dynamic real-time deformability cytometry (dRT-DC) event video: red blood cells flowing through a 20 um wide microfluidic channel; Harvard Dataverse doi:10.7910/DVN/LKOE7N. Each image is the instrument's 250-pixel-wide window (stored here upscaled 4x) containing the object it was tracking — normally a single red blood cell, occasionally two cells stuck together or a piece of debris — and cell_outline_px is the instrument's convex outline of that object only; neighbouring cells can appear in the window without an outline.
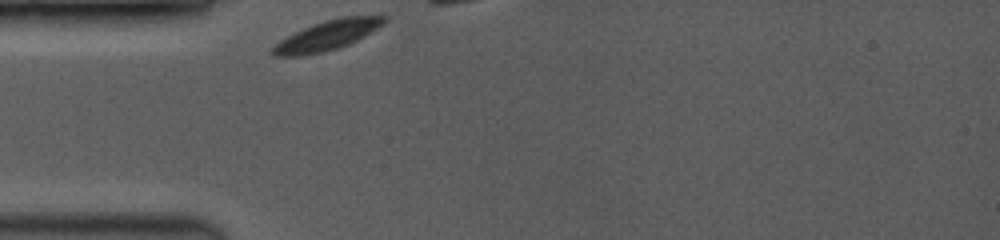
{"species": "common noctule bat (a hibernating species)", "species_latin": "Nyctalus noctula", "temperature_condition": "room temperature", "stored_images_in_passage": 8, "camera_frame_rate_fps": 3500, "um_per_image_px": 0.085, "animal": {"sex": "female", "body_mass_g": 19.0, "forearm_length_mm": 53.3}, "frame": {"image": 1, "passage_image": 1, "time_ms": 0.0, "image_size_px": [1000, 240], "cell_outline_px": [[388, 20], [384, 24], [364, 36], [340, 48], [324, 52], [300, 56], [272, 56], [268, 52], [280, 40], [312, 24], [324, 20], [340, 16], [388, 16]], "centroid_in_image_um": [27.81, 3.01], "position_along_channel_um": 57.2, "area_um2": 19.36}}
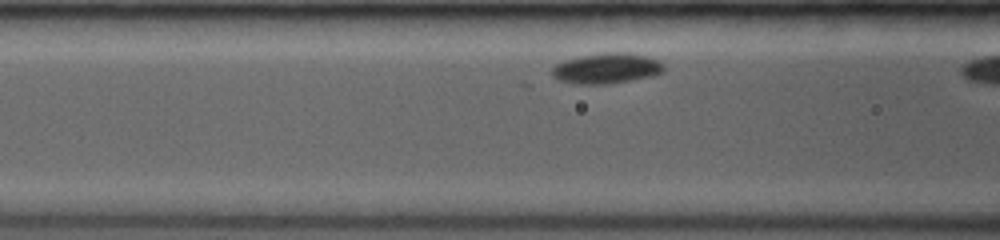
{"frame": {"image": 2, "passage_image": 7, "time_ms": 1.714, "image_size_px": [1000, 240], "cell_outline_px": [[664, 72], [652, 76], [632, 80], [608, 84], [576, 84], [560, 80], [552, 76], [552, 68], [556, 64], [564, 60], [580, 56], [604, 52], [628, 52], [648, 56], [660, 60], [664, 64]], "centroid_in_image_um": [51.6, 5.8], "position_along_channel_um": 115.0, "area_um2": 20.11}}